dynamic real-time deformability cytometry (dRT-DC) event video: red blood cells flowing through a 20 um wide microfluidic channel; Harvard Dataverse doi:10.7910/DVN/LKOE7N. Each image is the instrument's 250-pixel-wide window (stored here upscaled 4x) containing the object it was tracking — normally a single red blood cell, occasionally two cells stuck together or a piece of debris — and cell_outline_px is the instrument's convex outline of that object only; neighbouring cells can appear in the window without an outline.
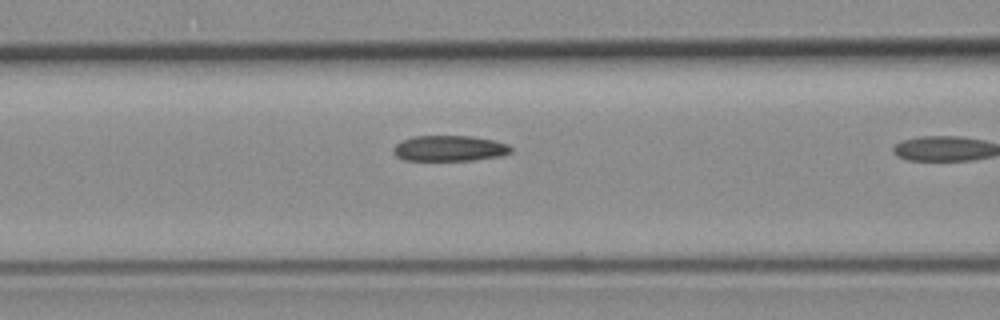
{"species": "common noctule bat (a hibernating species)", "species_latin": "Nyctalus noctula", "temperature_condition": "room temperature", "stored_images_in_passage": 11, "camera_frame_rate_fps": 3000, "um_per_image_px": 0.085, "animal": {"sex": "female", "body_mass_g": 19.3, "forearm_length_mm": 54.1}, "frame": {"image": 1, "passage_image": 10, "time_ms": 3.0, "image_size_px": [1000, 320], "cell_outline_px": [[512, 152], [500, 156], [472, 160], [404, 160], [396, 156], [392, 152], [396, 144], [404, 140], [416, 136], [472, 136], [492, 140], [508, 144], [512, 148]], "centroid_in_image_um": [38.21, 12.61], "position_along_channel_um": 128.4, "area_um2": 17.46}}